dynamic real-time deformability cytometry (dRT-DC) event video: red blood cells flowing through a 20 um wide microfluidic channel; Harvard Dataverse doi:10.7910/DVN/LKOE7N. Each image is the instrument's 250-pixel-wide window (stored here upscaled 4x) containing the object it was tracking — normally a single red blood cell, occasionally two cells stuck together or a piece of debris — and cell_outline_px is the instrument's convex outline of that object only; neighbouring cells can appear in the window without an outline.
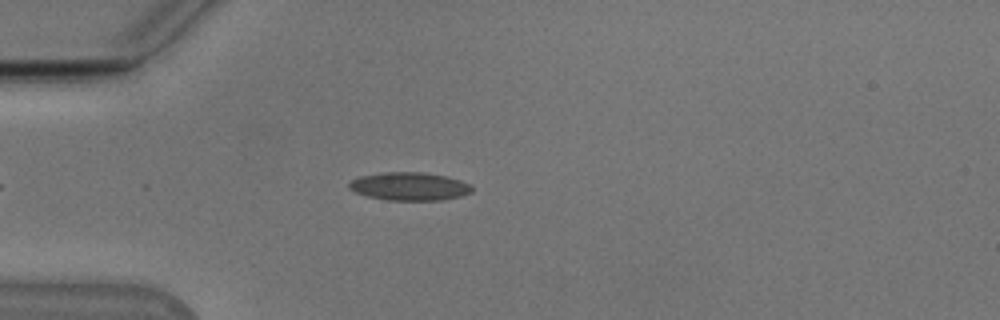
{"species": "Egyptian fruit bat (a non-hibernating species)", "species_latin": "Rousettus aegyptiacus", "temperature_condition": "cold", "stored_images_in_passage": 46, "camera_frame_rate_fps": 3000, "um_per_image_px": 0.085, "animal": {"sex": "male"}, "frame": {"image": 1, "passage_image": 8, "time_ms": 2.333, "image_size_px": [1000, 320], "cell_outline_px": [[472, 192], [460, 196], [440, 200], [384, 200], [368, 196], [356, 192], [348, 188], [348, 184], [352, 180], [360, 176], [388, 172], [424, 172], [448, 176], [472, 184]], "centroid_in_image_um": [34.83, 15.84], "position_along_channel_um": 50.2, "area_um2": 20.17}}
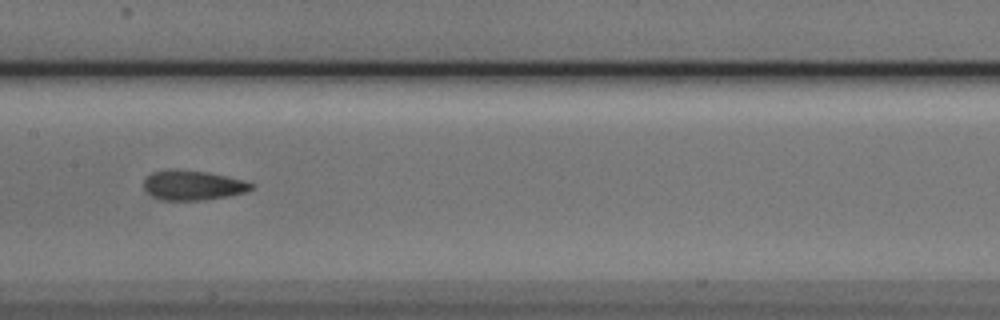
{"frame": {"image": 2, "passage_image": 20, "time_ms": 6.333, "image_size_px": [1000, 320], "cell_outline_px": [[256, 184], [252, 188], [244, 192], [228, 196], [204, 200], [160, 200], [152, 196], [144, 188], [144, 180], [152, 172], [208, 172], [244, 180]], "centroid_in_image_um": [16.44, 15.79], "position_along_channel_um": 191.0, "area_um2": 17.92}}
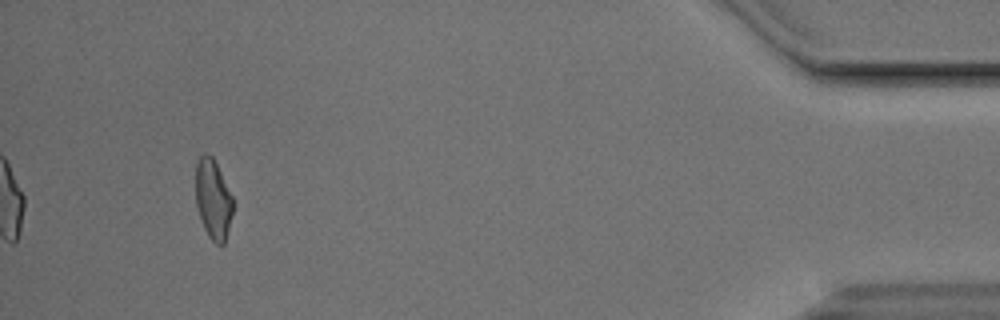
{"frame": {"image": 3, "passage_image": 43, "time_ms": 14.0, "image_size_px": [1000, 320], "cell_outline_px": [[232, 212], [224, 244], [216, 244], [208, 236], [200, 220], [196, 204], [196, 164], [200, 156], [204, 152], [208, 152], [212, 156], [232, 196]], "centroid_in_image_um": [18.08, 16.92], "position_along_channel_um": 417.1, "area_um2": 17.11}, "authors_computed_cell_mechanics": {"area_um2": 18.6116, "velocity_mm_per_s": 3.8484, "shape_relaxation_time_tau1_ms": null, "shape_relaxation_time_tau2_ms": 2.088, "deformation_change_tau1": null, "deformation_change_tau2": 0.0957}}